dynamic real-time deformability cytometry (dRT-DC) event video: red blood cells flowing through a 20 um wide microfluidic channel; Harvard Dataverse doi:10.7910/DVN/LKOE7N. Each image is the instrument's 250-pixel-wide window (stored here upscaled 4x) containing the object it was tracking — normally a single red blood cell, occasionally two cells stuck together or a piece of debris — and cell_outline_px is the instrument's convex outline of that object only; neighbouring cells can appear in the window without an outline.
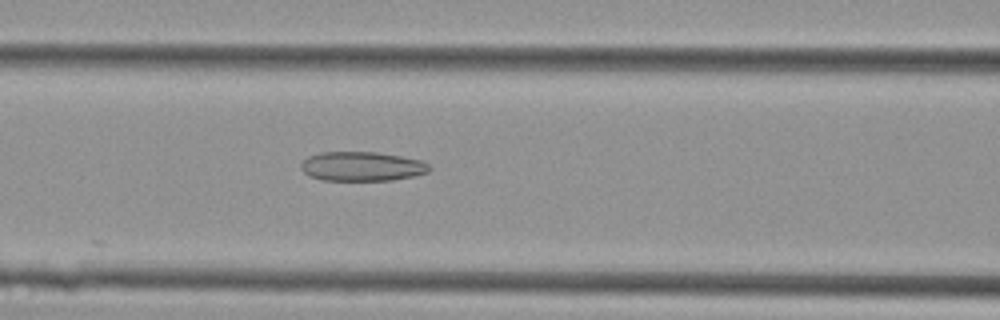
{"species": "Egyptian fruit bat (a non-hibernating species)", "species_latin": "Rousettus aegyptiacus", "temperature_condition": "cold", "stored_images_in_passage": 29, "camera_frame_rate_fps": 3000, "um_per_image_px": 0.085, "animal": {"sex": "female"}, "frame": {"image": 1, "passage_image": 6, "time_ms": 1.667, "image_size_px": [1000, 320], "cell_outline_px": [[432, 168], [428, 172], [416, 176], [392, 180], [320, 180], [308, 176], [300, 168], [300, 164], [308, 156], [320, 152], [376, 152], [424, 160]], "centroid_in_image_um": [30.78, 14.14], "position_along_channel_um": 135.8, "area_um2": 22.2}}
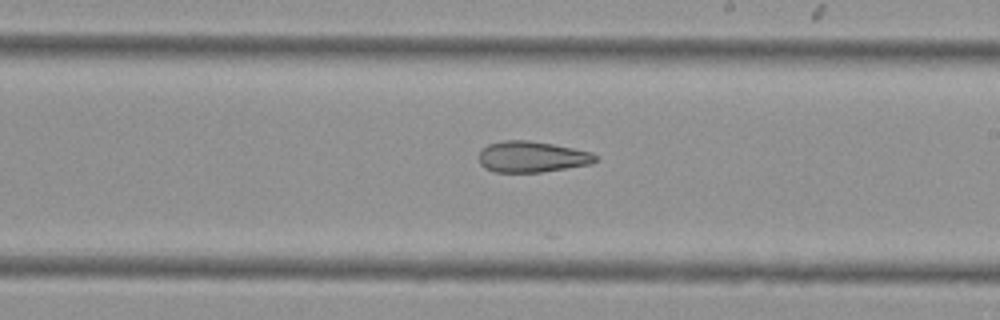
{"frame": {"image": 2, "passage_image": 13, "time_ms": 4.0, "image_size_px": [1000, 320], "cell_outline_px": [[600, 160], [592, 164], [540, 172], [496, 172], [484, 168], [480, 164], [480, 152], [488, 144], [504, 140], [528, 140], [552, 144], [592, 152]], "centroid_in_image_um": [45.24, 13.33], "position_along_channel_um": 243.8, "area_um2": 21.04}}
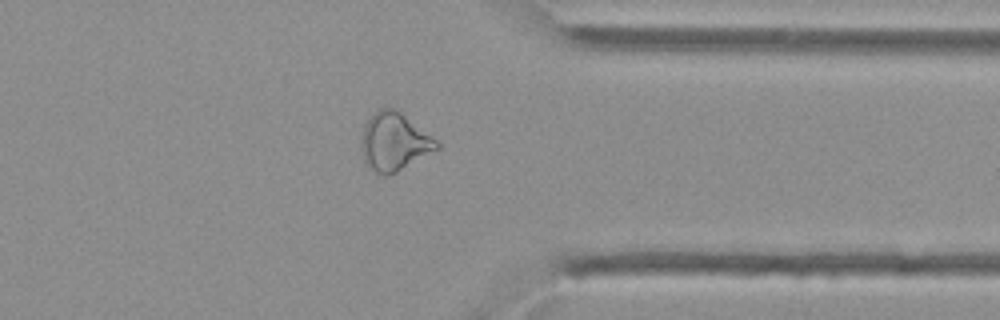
{"frame": {"image": 3, "passage_image": 22, "time_ms": 7.0, "image_size_px": [1000, 320], "cell_outline_px": [[440, 148], [396, 172], [388, 176], [384, 176], [368, 168], [364, 164], [360, 144], [364, 124], [384, 104], [396, 108], [436, 140], [440, 144]], "centroid_in_image_um": [33.47, 12.05], "position_along_channel_um": 377.9, "area_um2": 25.66}}